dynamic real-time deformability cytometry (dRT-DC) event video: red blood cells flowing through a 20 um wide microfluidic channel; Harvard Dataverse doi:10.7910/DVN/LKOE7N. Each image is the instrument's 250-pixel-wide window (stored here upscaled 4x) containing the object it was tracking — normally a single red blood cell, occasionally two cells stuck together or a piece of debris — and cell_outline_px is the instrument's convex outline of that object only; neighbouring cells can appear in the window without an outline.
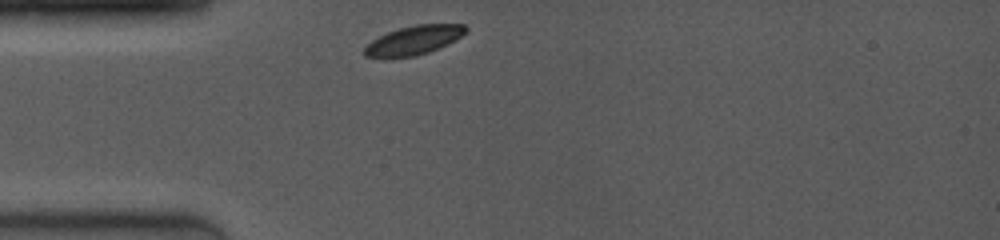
{"species": "common noctule bat (a hibernating species)", "species_latin": "Nyctalus noctula", "temperature_condition": "room temperature", "stored_images_in_passage": 30, "camera_frame_rate_fps": 4000, "um_per_image_px": 0.085, "animal": {"sex": "female", "body_mass_g": 19.0, "forearm_length_mm": 53.3}, "frame": {"image": 1, "passage_image": 1, "time_ms": 0.0, "image_size_px": [1000, 240], "cell_outline_px": [[468, 28], [460, 36], [428, 52], [416, 56], [364, 56], [364, 48], [372, 40], [388, 32], [400, 28], [416, 24], [464, 24]], "centroid_in_image_um": [35.16, 3.39], "position_along_channel_um": 49.8, "area_um2": 16.36}}
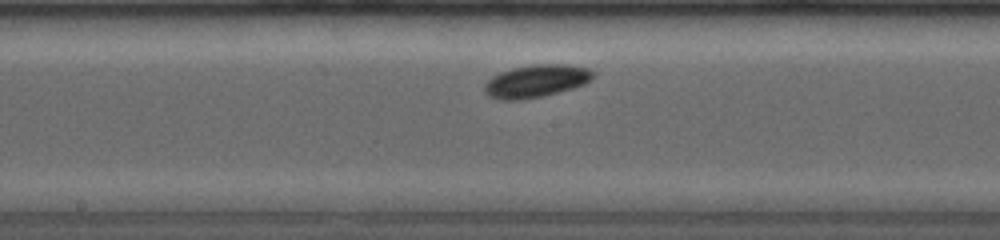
{"frame": {"image": 2, "passage_image": 14, "time_ms": 4.25, "image_size_px": [1000, 240], "cell_outline_px": [[592, 76], [584, 84], [572, 88], [540, 96], [520, 100], [500, 100], [488, 96], [484, 92], [484, 84], [492, 76], [500, 72], [512, 68], [536, 64], [564, 64], [588, 68], [592, 72]], "centroid_in_image_um": [45.49, 6.89], "position_along_channel_um": 202.7, "area_um2": 20.35}}
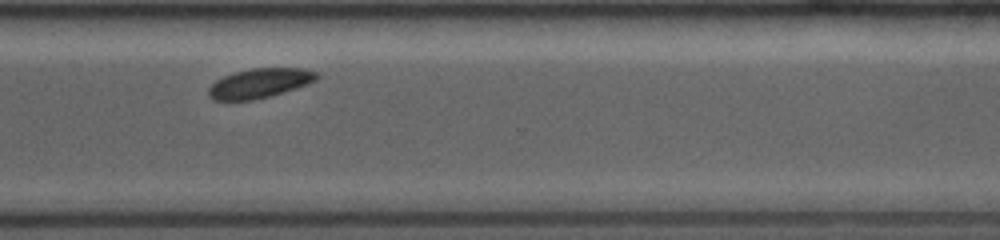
{"frame": {"image": 3, "passage_image": 29, "time_ms": 8.0, "image_size_px": [1000, 240], "cell_outline_px": [[320, 76], [316, 80], [272, 96], [252, 100], [212, 100], [208, 96], [208, 88], [216, 80], [224, 76], [236, 72], [252, 68], [304, 68], [316, 72]], "centroid_in_image_um": [22.05, 7.07], "position_along_channel_um": 348.6, "area_um2": 18.5}}